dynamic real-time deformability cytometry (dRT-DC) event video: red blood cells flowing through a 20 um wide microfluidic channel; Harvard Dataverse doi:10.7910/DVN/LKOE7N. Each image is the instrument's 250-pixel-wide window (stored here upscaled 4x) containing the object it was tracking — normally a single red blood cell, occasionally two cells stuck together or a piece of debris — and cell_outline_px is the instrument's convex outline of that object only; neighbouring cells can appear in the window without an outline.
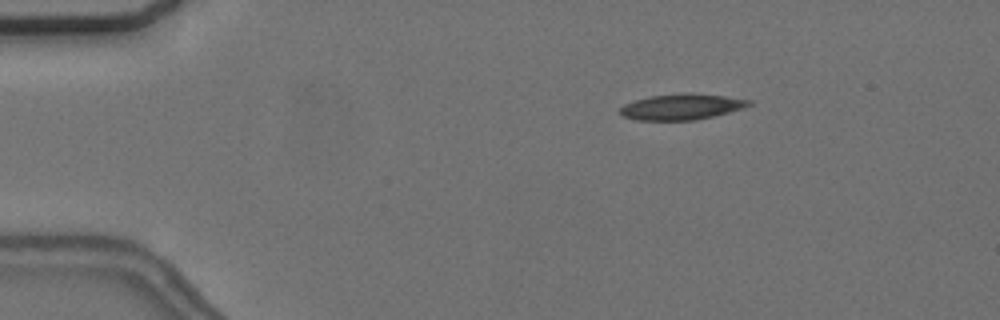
{"species": "common noctule bat (a hibernating species)", "species_latin": "Nyctalus noctula", "temperature_condition": "cold", "stored_images_in_passage": 3, "camera_frame_rate_fps": 3000, "um_per_image_px": 0.085, "animal": {"sex": "female", "body_mass_g": 24.6, "forearm_length_mm": 56.2}, "frame": {"image": 1, "passage_image": 1, "time_ms": 0.0, "image_size_px": [1000, 320], "cell_outline_px": [[752, 104], [728, 112], [696, 120], [636, 120], [624, 116], [620, 112], [620, 108], [624, 104], [636, 100], [652, 96], [688, 92], [692, 92], [724, 96], [752, 100]], "centroid_in_image_um": [57.94, 9.07], "position_along_channel_um": 27.1, "area_um2": 19.19}}